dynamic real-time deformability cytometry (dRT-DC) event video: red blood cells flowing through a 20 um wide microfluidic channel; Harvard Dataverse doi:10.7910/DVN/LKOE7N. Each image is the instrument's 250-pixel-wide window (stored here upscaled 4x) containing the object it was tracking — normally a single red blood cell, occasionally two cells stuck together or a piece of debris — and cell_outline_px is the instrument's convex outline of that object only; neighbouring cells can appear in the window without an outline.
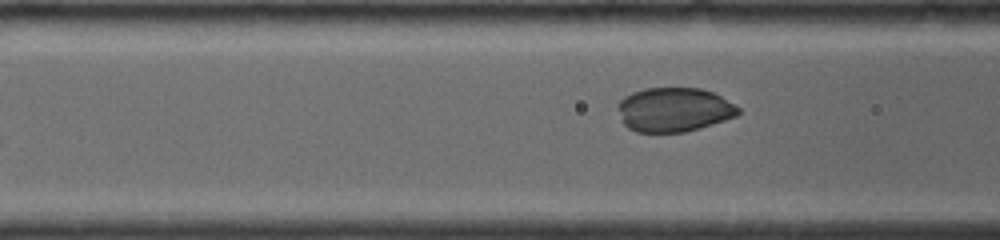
{"species": "common noctule bat (a hibernating species)", "species_latin": "Nyctalus noctula", "temperature_condition": "room temperature", "stored_images_in_passage": 7, "segment_of_instrument_passage": [2, 2], "camera_frame_rate_fps": 4000, "um_per_image_px": 0.085, "animal": {"sex": "female", "body_mass_g": 19.0, "forearm_length_mm": 56.7}, "frame": {"image": 1, "passage_image": 7, "time_ms": 5.5, "image_size_px": [1000, 240], "cell_outline_px": [[740, 112], [736, 116], [700, 128], [684, 132], [636, 132], [628, 128], [624, 124], [616, 104], [624, 96], [632, 92], [644, 88], [700, 88], [712, 92], [720, 96], [740, 108]], "centroid_in_image_um": [57.26, 9.32], "position_along_channel_um": 109.3, "area_um2": 30.98}}